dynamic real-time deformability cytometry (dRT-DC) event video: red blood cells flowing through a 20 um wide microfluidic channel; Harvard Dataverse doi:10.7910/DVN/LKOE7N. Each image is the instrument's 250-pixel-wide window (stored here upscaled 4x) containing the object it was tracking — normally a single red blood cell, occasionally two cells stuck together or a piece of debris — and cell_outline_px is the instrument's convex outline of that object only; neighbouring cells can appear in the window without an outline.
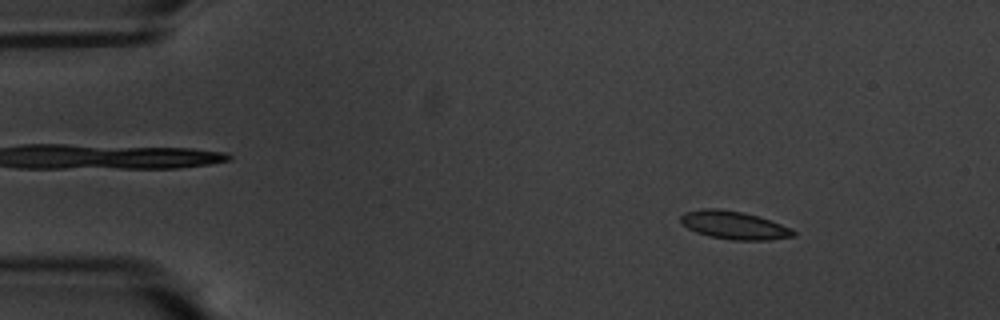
{"species": "common noctule bat (a hibernating species)", "species_latin": "Nyctalus noctula", "temperature_condition": "warm", "stored_images_in_passage": 8, "camera_frame_rate_fps": 3000, "um_per_image_px": 0.085, "animal": {"sex": "male", "body_mass_g": 20.1, "forearm_length_mm": 53.5}, "frame": {"image": 1, "passage_image": 8, "time_ms": 2.333, "image_size_px": [1000, 320], "cell_outline_px": [[796, 236], [768, 240], [732, 240], [708, 236], [696, 232], [688, 228], [680, 220], [680, 216], [684, 212], [704, 208], [720, 208], [744, 212], [792, 228], [796, 232]], "centroid_in_image_um": [62.39, 19.14], "position_along_channel_um": 22.6, "area_um2": 18.44}}